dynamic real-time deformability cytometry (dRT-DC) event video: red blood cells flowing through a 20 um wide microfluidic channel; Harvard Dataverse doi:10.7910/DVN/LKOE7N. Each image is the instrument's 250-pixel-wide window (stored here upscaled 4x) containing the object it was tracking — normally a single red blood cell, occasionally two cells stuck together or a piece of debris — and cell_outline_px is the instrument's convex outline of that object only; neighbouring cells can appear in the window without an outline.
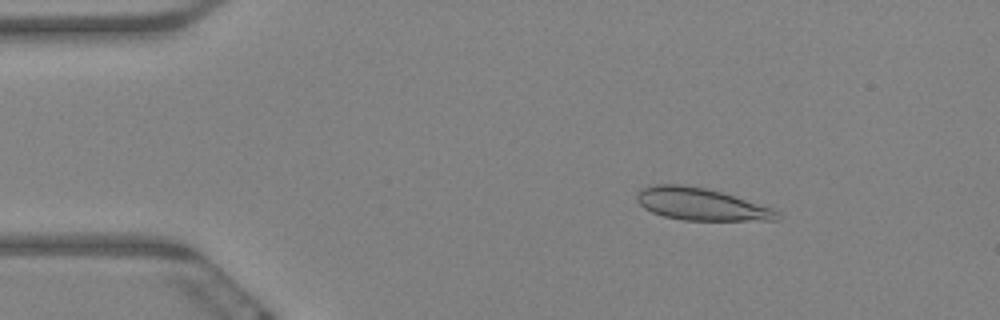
{"species": "Egyptian fruit bat (a non-hibernating species)", "species_latin": "Rousettus aegyptiacus", "temperature_condition": "warm", "stored_images_in_passage": 59, "camera_frame_rate_fps": 3000, "um_per_image_px": 0.085, "animal": {"sex": "female"}, "frame": {"image": 1, "passage_image": 9, "time_ms": 2.667, "image_size_px": [1000, 320], "cell_outline_px": [[780, 216], [776, 220], [684, 220], [664, 216], [652, 212], [644, 208], [636, 200], [636, 196], [644, 188], [656, 184], [684, 184], [704, 188], [720, 192], [772, 208]], "centroid_in_image_um": [59.55, 17.36], "position_along_channel_um": 25.5, "area_um2": 25.84}}
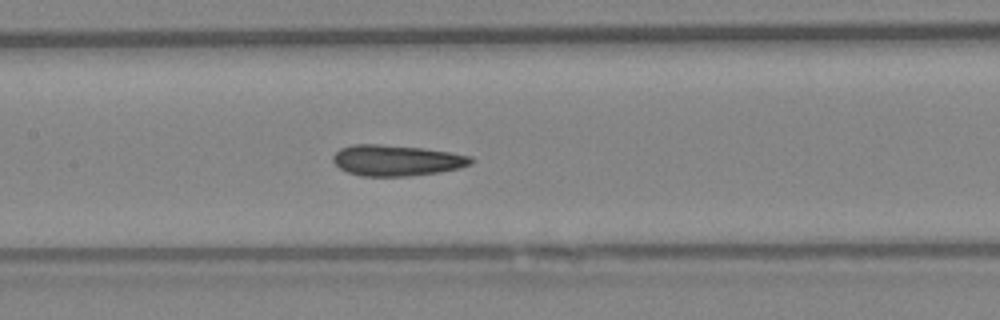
{"frame": {"image": 2, "passage_image": 28, "time_ms": 9.0, "image_size_px": [1000, 320], "cell_outline_px": [[476, 160], [472, 164], [460, 168], [440, 172], [408, 176], [360, 176], [348, 172], [340, 168], [332, 160], [332, 156], [340, 148], [352, 144], [380, 144], [424, 148], [472, 156]], "centroid_in_image_um": [33.73, 13.63], "position_along_channel_um": 173.7, "area_um2": 25.03}}
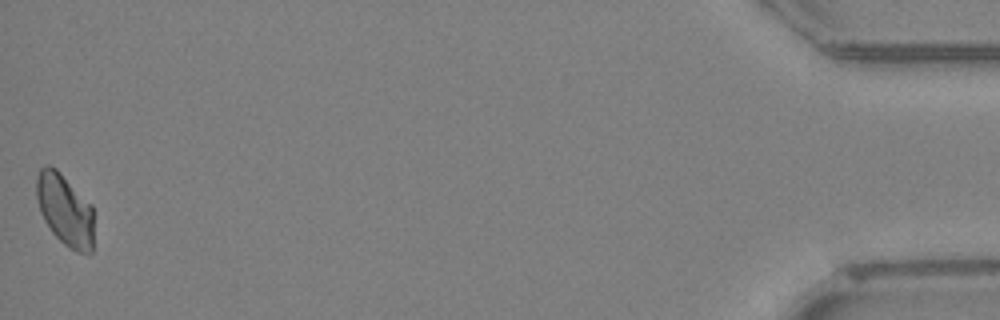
{"frame": {"image": 3, "passage_image": 59, "time_ms": 19.333, "image_size_px": [1000, 320], "cell_outline_px": [[92, 252], [76, 252], [64, 244], [52, 232], [44, 220], [40, 212], [36, 196], [36, 176], [40, 168], [44, 164], [48, 164], [56, 168], [92, 204]], "centroid_in_image_um": [5.49, 17.79], "position_along_channel_um": 429.7, "area_um2": 23.99}, "authors_computed_cell_mechanics": {"area_um2": 24.6806, "velocity_mm_per_s": 3.4129, "shape_relaxation_time_tau1_ms": null, "shape_relaxation_time_tau2_ms": 7.5364, "deformation_change_tau1": null, "deformation_change_tau2": 0.0862}}